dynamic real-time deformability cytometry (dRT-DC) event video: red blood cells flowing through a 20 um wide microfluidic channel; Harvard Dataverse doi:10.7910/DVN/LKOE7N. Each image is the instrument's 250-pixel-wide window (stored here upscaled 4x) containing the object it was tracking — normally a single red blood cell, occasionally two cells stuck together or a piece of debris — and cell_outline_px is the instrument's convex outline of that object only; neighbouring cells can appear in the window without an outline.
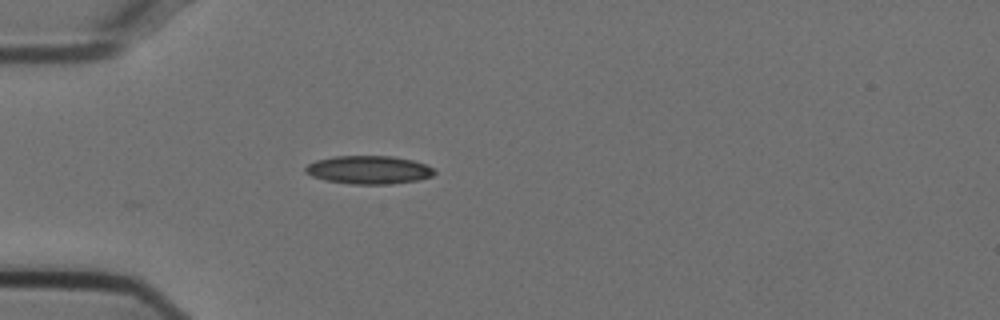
{"species": "Egyptian fruit bat (a non-hibernating species)", "species_latin": "Rousettus aegyptiacus", "temperature_condition": "cold", "stored_images_in_passage": 39, "camera_frame_rate_fps": 3000, "um_per_image_px": 0.085, "animal": {"sex": "female"}, "frame": {"image": 1, "passage_image": 1, "time_ms": 0.0, "image_size_px": [1000, 320], "cell_outline_px": [[436, 172], [432, 176], [420, 180], [392, 184], [352, 184], [324, 180], [312, 176], [304, 172], [304, 168], [308, 164], [316, 160], [336, 156], [392, 156], [412, 160], [424, 164], [432, 168]], "centroid_in_image_um": [31.33, 14.44], "position_along_channel_um": 53.7, "area_um2": 21.27}}
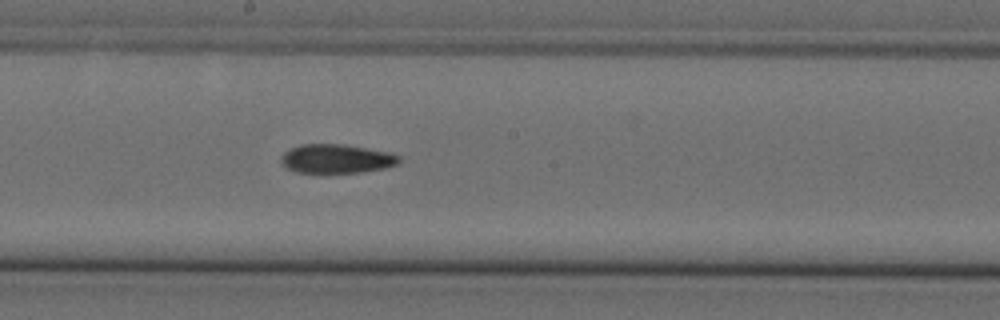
{"frame": {"image": 2, "passage_image": 15, "time_ms": 4.667, "image_size_px": [1000, 320], "cell_outline_px": [[400, 164], [384, 168], [360, 172], [296, 172], [284, 168], [280, 164], [280, 156], [288, 148], [300, 144], [344, 144], [388, 152], [400, 156]], "centroid_in_image_um": [28.54, 13.48], "position_along_channel_um": 219.7, "area_um2": 20.11}}
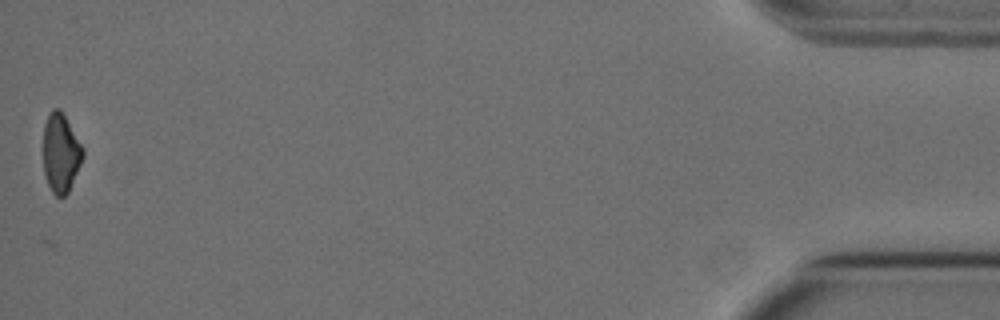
{"frame": {"image": 3, "passage_image": 39, "time_ms": 12.667, "image_size_px": [1000, 320], "cell_outline_px": [[84, 156], [68, 192], [64, 196], [56, 196], [52, 192], [48, 184], [44, 172], [44, 124], [48, 112], [52, 108], [60, 108], [84, 148]], "centroid_in_image_um": [5.17, 12.97], "position_along_channel_um": 430.0, "area_um2": 18.21}, "authors_computed_cell_mechanics": {"area_um2": 20.1144, "velocity_mm_per_s": 3.7575, "shape_relaxation_time_tau1_ms": 6.3203, "shape_relaxation_time_tau2_ms": 7.4245, "deformation_change_tau1": 0.1639, "deformation_change_tau2": 0.1689}}